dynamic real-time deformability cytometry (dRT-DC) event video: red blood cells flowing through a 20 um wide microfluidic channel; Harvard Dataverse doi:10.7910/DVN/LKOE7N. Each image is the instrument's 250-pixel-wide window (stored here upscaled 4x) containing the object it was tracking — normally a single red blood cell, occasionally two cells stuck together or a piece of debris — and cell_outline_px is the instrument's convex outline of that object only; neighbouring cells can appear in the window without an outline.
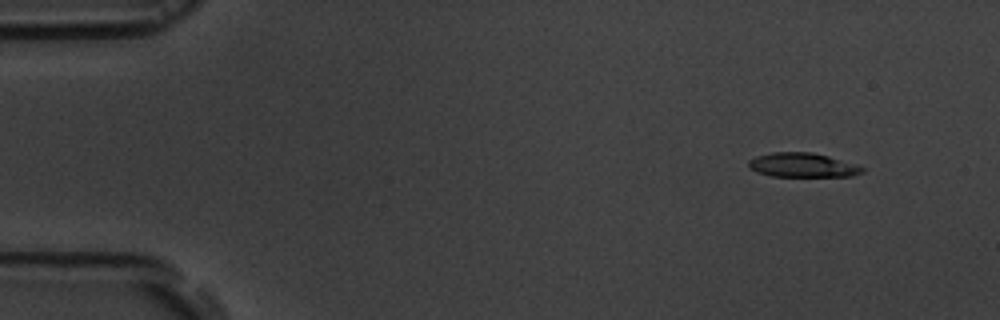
{"species": "common noctule bat (a hibernating species)", "species_latin": "Nyctalus noctula", "temperature_condition": "room temperature", "stored_images_in_passage": 6, "camera_frame_rate_fps": 3000, "um_per_image_px": 0.085, "animal": {"sex": "male", "body_mass_g": 19.5, "forearm_length_mm": 54.6}, "frame": {"image": 1, "passage_image": 2, "time_ms": 1.333, "image_size_px": [1000, 320], "cell_outline_px": [[864, 172], [852, 176], [768, 176], [756, 172], [748, 168], [748, 160], [756, 156], [772, 152], [812, 152], [828, 156], [864, 168]], "centroid_in_image_um": [68.14, 14.03], "position_along_channel_um": 16.9, "area_um2": 16.01}}
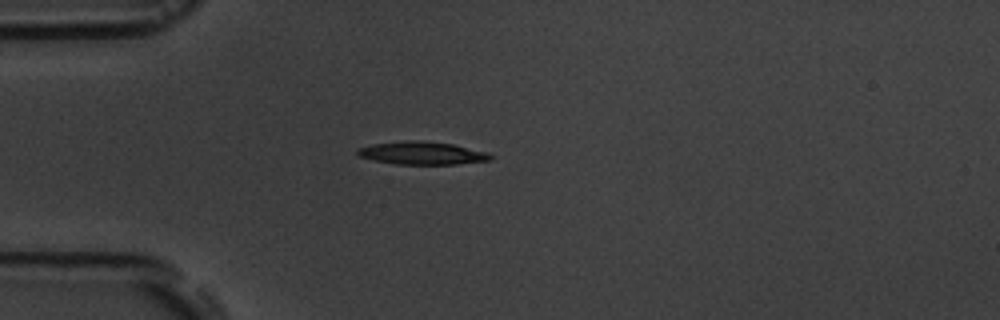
{"frame": {"image": 2, "passage_image": 5, "time_ms": 4.667, "image_size_px": [1000, 320], "cell_outline_px": [[492, 160], [456, 164], [396, 164], [376, 160], [360, 156], [356, 152], [356, 148], [372, 144], [404, 140], [420, 140], [452, 144], [488, 152], [492, 156]], "centroid_in_image_um": [35.88, 13.0], "position_along_channel_um": 49.1, "area_um2": 17.69}}